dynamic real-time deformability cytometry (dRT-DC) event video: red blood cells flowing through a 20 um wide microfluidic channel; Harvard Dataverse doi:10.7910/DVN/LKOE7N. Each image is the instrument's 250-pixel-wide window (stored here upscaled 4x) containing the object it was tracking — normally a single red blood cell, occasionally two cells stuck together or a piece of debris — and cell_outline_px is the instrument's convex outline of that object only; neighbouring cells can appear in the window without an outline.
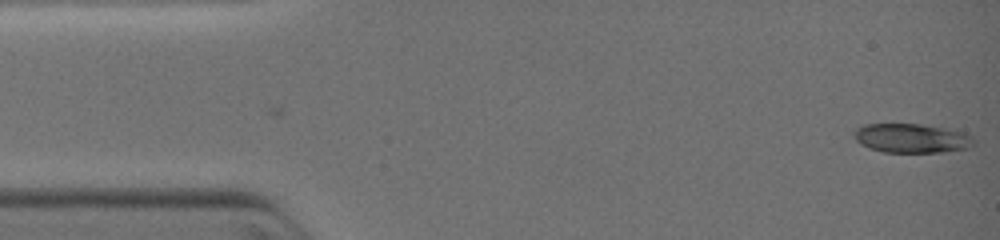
{"species": "common noctule bat (a hibernating species)", "species_latin": "Nyctalus noctula", "temperature_condition": "warm", "stored_images_in_passage": 2, "camera_frame_rate_fps": 3000, "um_per_image_px": 0.085, "animal": {"sex": "female", "body_mass_g": 19.0, "forearm_length_mm": 51.5}, "frame": {"image": 1, "passage_image": 2, "time_ms": 0.667, "image_size_px": [1000, 240], "cell_outline_px": [[976, 144], [968, 148], [944, 152], [884, 152], [868, 148], [860, 144], [856, 140], [852, 132], [856, 128], [864, 124], [920, 124], [944, 128], [964, 132], [972, 136], [976, 140]], "centroid_in_image_um": [77.49, 11.75], "position_along_channel_um": 7.5, "area_um2": 20.58}}